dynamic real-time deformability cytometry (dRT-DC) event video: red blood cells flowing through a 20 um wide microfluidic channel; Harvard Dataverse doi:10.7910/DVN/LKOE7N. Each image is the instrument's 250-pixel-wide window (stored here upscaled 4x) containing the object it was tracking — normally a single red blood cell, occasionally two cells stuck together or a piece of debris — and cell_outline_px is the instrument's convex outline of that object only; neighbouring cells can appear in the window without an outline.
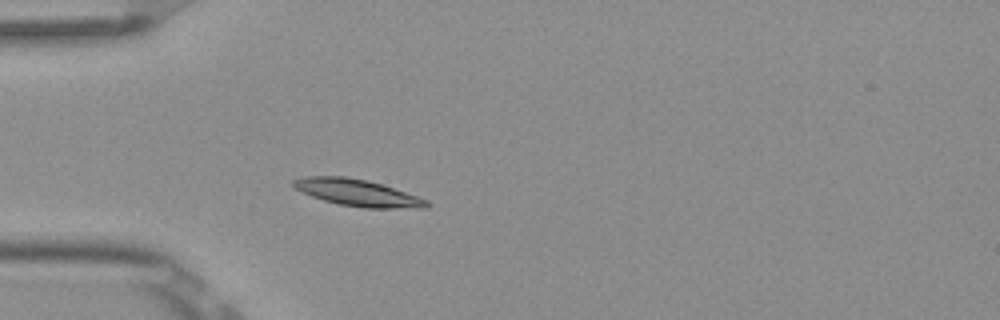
{"species": "Egyptian fruit bat (a non-hibernating species)", "species_latin": "Rousettus aegyptiacus", "temperature_condition": "room temperature", "stored_images_in_passage": 3, "camera_frame_rate_fps": 3000, "um_per_image_px": 0.085, "frame": {"image": 1, "passage_image": 3, "time_ms": 0.667, "image_size_px": [1000, 320], "cell_outline_px": [[432, 204], [428, 208], [364, 208], [340, 204], [324, 200], [312, 196], [296, 188], [292, 184], [292, 180], [304, 176], [344, 176], [364, 180], [380, 184], [428, 200]], "centroid_in_image_um": [30.4, 16.39], "position_along_channel_um": 54.6, "area_um2": 20.46}}